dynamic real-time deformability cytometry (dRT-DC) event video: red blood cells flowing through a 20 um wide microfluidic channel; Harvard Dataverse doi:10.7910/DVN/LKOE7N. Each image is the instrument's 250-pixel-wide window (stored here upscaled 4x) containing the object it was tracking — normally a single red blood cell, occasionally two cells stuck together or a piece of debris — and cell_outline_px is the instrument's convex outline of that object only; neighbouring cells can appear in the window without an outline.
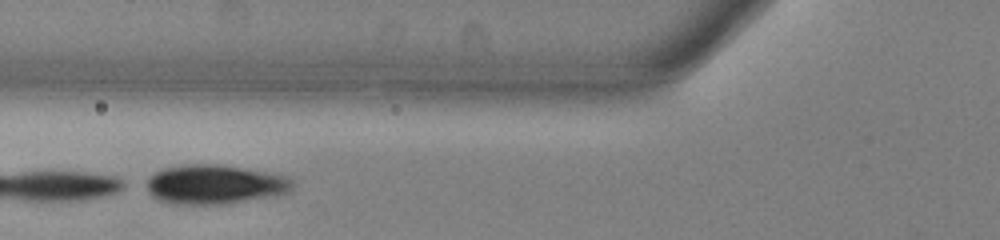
{"species": "common noctule bat (a hibernating species)", "species_latin": "Nyctalus noctula", "temperature_condition": "warm", "stored_images_in_passage": 27, "camera_frame_rate_fps": 3000, "um_per_image_px": 0.085, "animal": {"sex": "male", "body_mass_g": 13.0, "forearm_length_mm": 53.1}, "frame": {"image": 1, "passage_image": 19, "time_ms": 6.0, "image_size_px": [1000, 240], "cell_outline_px": [[292, 188], [288, 192], [276, 196], [224, 204], [168, 204], [156, 200], [148, 192], [148, 176], [164, 168], [188, 164], [216, 164], [264, 172], [284, 176], [292, 180]], "centroid_in_image_um": [18.2, 15.7], "position_along_channel_um": 107.6, "area_um2": 33.29}}